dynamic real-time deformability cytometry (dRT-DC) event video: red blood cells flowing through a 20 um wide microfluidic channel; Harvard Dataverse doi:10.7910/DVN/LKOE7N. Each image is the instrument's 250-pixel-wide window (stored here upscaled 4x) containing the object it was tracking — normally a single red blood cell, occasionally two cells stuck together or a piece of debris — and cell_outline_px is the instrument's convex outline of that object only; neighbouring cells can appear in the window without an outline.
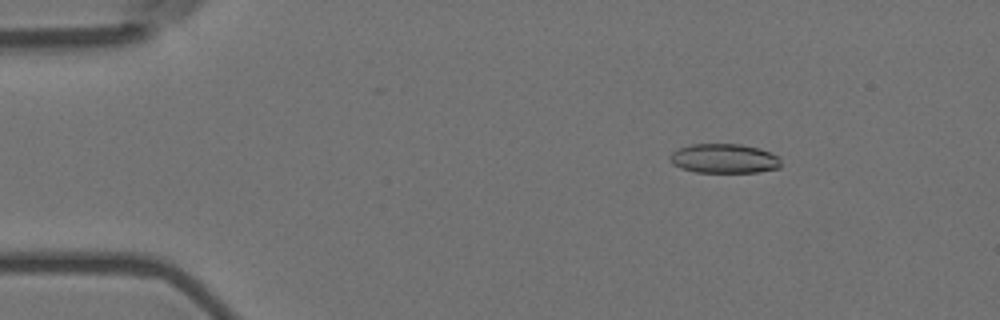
{"species": "Egyptian fruit bat (a non-hibernating species)", "species_latin": "Rousettus aegyptiacus", "temperature_condition": "room temperature", "stored_images_in_passage": 13, "camera_frame_rate_fps": 3000, "um_per_image_px": 0.085, "animal": {"sex": "female"}, "frame": {"image": 1, "passage_image": 3, "time_ms": 0.667, "image_size_px": [1000, 320], "cell_outline_px": [[780, 168], [760, 172], [696, 172], [680, 168], [672, 164], [668, 156], [672, 152], [680, 148], [692, 144], [740, 144], [760, 148], [780, 156]], "centroid_in_image_um": [61.57, 13.48], "position_along_channel_um": 23.4, "area_um2": 19.19}}
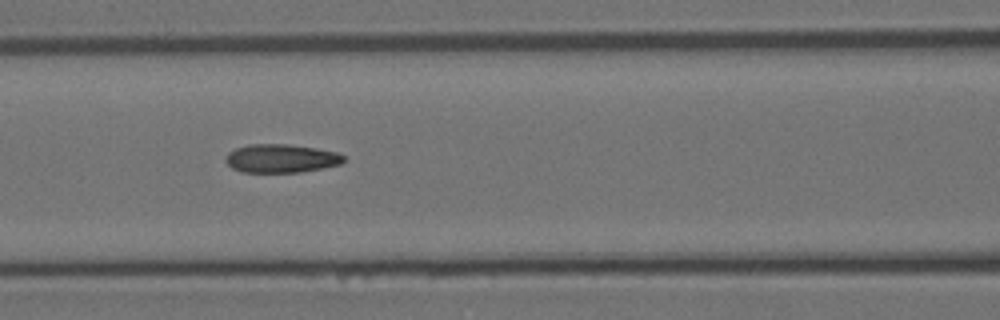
{"frame": {"image": 2, "passage_image": 7, "time_ms": 2.0, "image_size_px": [1000, 320], "cell_outline_px": [[344, 160], [340, 164], [300, 172], [240, 172], [232, 168], [224, 160], [228, 152], [236, 148], [248, 144], [288, 144], [316, 148], [336, 152], [344, 156]], "centroid_in_image_um": [23.85, 13.46], "position_along_channel_um": 142.8, "area_um2": 19.54}}
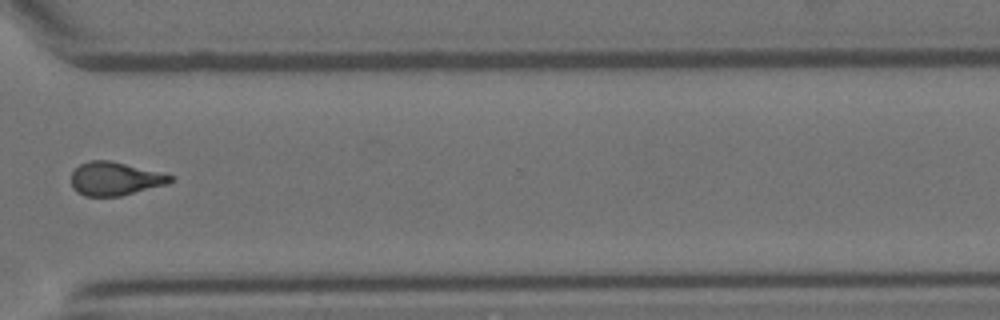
{"frame": {"image": 3, "passage_image": 12, "time_ms": 3.667, "image_size_px": [1000, 320], "cell_outline_px": [[172, 180], [168, 184], [120, 196], [84, 196], [76, 192], [72, 188], [72, 172], [80, 164], [88, 160], [112, 160], [172, 176]], "centroid_in_image_um": [9.72, 15.19], "position_along_channel_um": 360.9, "area_um2": 19.19}}